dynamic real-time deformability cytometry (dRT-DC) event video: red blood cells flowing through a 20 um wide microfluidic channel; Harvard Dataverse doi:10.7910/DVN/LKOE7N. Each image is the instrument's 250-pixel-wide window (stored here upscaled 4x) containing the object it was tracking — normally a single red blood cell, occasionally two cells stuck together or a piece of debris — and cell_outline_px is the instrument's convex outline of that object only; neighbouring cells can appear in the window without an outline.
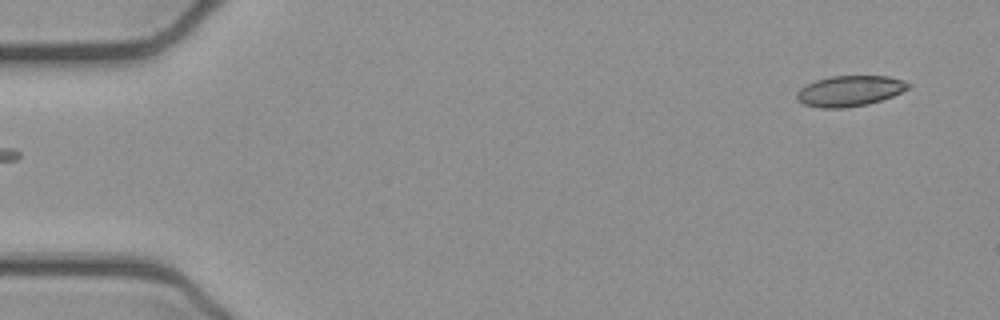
{"species": "common noctule bat (a hibernating species)", "species_latin": "Nyctalus noctula", "temperature_condition": "cold", "stored_images_in_passage": 9, "camera_frame_rate_fps": 3000, "um_per_image_px": 0.085, "animal": {"sex": "female", "body_mass_g": 21.9}, "frame": {"image": 1, "passage_image": 1, "time_ms": 0.0, "image_size_px": [1000, 320], "cell_outline_px": [[912, 84], [908, 88], [892, 96], [868, 104], [844, 108], [820, 108], [804, 104], [796, 100], [796, 92], [800, 88], [816, 80], [832, 76], [888, 76]], "centroid_in_image_um": [72.18, 7.74], "position_along_channel_um": 12.8, "area_um2": 19.77}}